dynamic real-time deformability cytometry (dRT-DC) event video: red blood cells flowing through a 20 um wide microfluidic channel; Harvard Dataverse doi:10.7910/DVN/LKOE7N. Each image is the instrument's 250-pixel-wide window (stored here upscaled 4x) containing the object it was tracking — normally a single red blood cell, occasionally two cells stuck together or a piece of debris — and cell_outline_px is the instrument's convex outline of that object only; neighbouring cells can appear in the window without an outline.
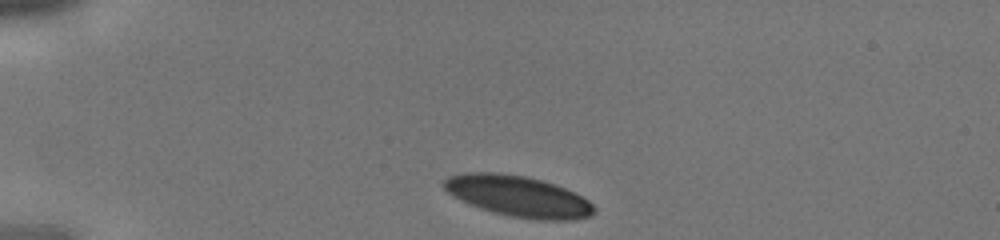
{"species": "human", "species_latin": "Homo sapiens", "temperature_condition": "cold", "stored_images_in_passage": 26, "camera_frame_rate_fps": 3000, "um_per_image_px": 0.085, "donor": {"sex": "male"}, "frame": {"image": 1, "passage_image": 1, "time_ms": 0.0, "image_size_px": [1000, 240], "cell_outline_px": [[596, 212], [592, 216], [576, 220], [532, 220], [492, 212], [480, 208], [452, 196], [440, 184], [448, 176], [464, 172], [496, 172], [524, 176], [540, 180], [564, 188], [588, 200], [596, 208]], "centroid_in_image_um": [44.03, 16.69], "position_along_channel_um": 41.0, "area_um2": 35.89}}
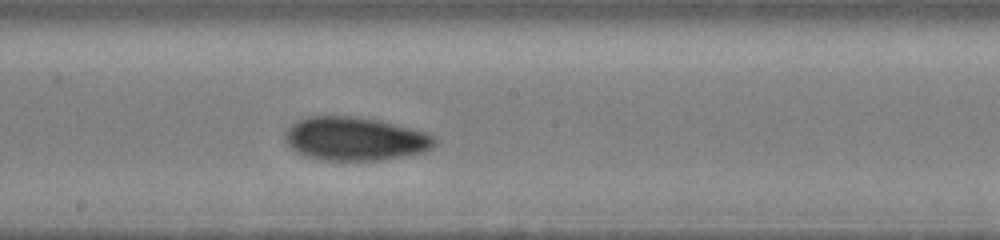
{"frame": {"image": 2, "passage_image": 15, "time_ms": 4.667, "image_size_px": [1000, 240], "cell_outline_px": [[436, 144], [432, 148], [424, 152], [404, 156], [380, 160], [324, 160], [308, 156], [296, 152], [284, 140], [284, 132], [296, 120], [308, 116], [356, 116], [380, 120], [428, 132], [436, 136]], "centroid_in_image_um": [30.2, 11.78], "position_along_channel_um": 218.0, "area_um2": 38.26}}
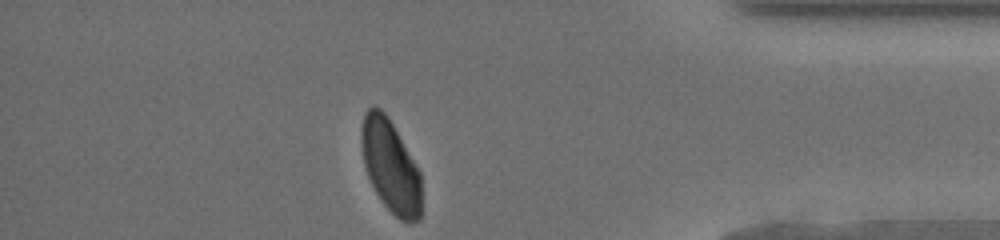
{"frame": {"image": 3, "passage_image": 26, "time_ms": 8.333, "image_size_px": [1000, 240], "cell_outline_px": [[420, 220], [412, 224], [400, 220], [384, 204], [376, 192], [368, 176], [364, 164], [360, 144], [360, 128], [364, 112], [372, 104], [380, 108], [388, 116], [416, 164], [420, 172]], "centroid_in_image_um": [33.17, 14.08], "position_along_channel_um": 402.0, "area_um2": 32.54}}